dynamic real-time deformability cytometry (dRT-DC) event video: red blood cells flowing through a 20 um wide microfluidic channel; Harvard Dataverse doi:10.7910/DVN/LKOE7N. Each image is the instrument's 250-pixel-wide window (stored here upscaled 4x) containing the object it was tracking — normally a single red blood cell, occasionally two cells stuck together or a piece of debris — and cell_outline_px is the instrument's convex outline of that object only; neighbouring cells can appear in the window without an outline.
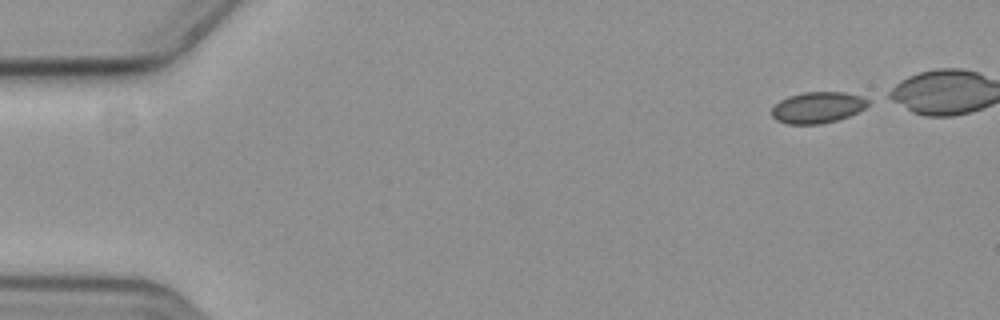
{"species": "common noctule bat (a hibernating species)", "species_latin": "Nyctalus noctula", "temperature_condition": "cold", "stored_images_in_passage": 46, "camera_frame_rate_fps": 3000, "um_per_image_px": 0.085, "animal": {"sex": "female", "body_mass_g": 19.3, "forearm_length_mm": 54.1}, "frame": {"image": 1, "passage_image": 1, "time_ms": 0.0, "image_size_px": [1000, 320], "cell_outline_px": [[868, 104], [864, 108], [848, 116], [836, 120], [820, 124], [788, 124], [776, 120], [772, 116], [772, 108], [780, 100], [788, 96], [804, 92], [844, 92], [860, 96], [868, 100]], "centroid_in_image_um": [69.46, 9.13], "position_along_channel_um": 15.5, "area_um2": 17.34}}
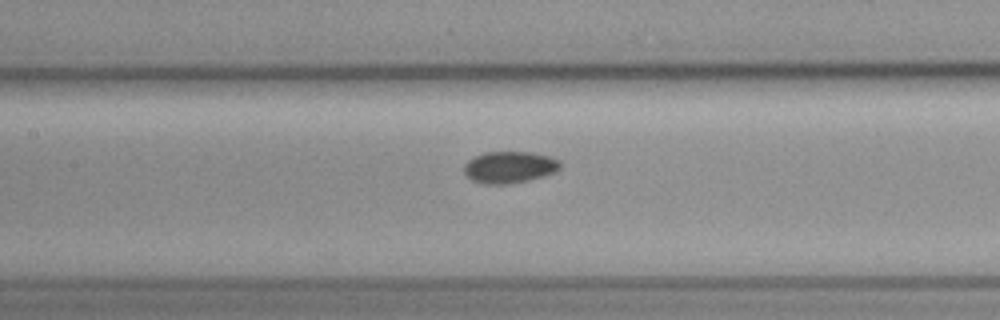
{"frame": {"image": 2, "passage_image": 23, "time_ms": 7.333, "image_size_px": [1000, 320], "cell_outline_px": [[560, 168], [556, 172], [544, 176], [528, 180], [508, 184], [484, 184], [472, 180], [464, 172], [464, 164], [468, 160], [484, 152], [532, 152], [552, 156], [560, 160]], "centroid_in_image_um": [43.34, 14.2], "position_along_channel_um": 164.1, "area_um2": 17.92}}
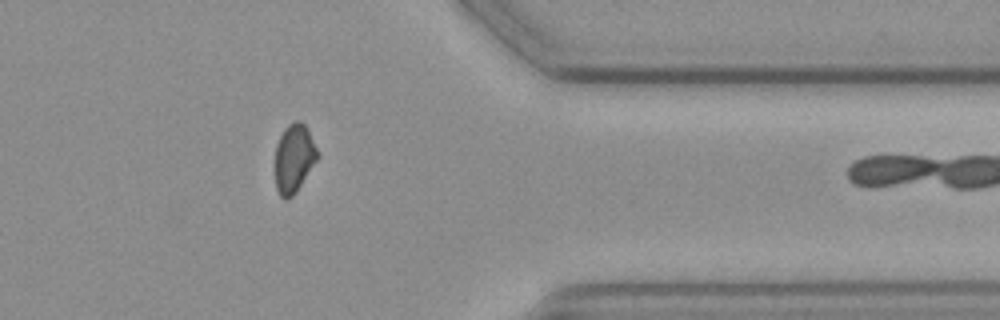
{"frame": {"image": 3, "passage_image": 43, "time_ms": 14.0, "image_size_px": [1000, 320], "cell_outline_px": [[320, 156], [292, 196], [288, 200], [284, 200], [280, 196], [276, 188], [276, 144], [284, 128], [288, 124], [296, 120], [300, 120], [304, 124]], "centroid_in_image_um": [24.98, 13.45], "position_along_channel_um": 386.4, "area_um2": 16.65}}